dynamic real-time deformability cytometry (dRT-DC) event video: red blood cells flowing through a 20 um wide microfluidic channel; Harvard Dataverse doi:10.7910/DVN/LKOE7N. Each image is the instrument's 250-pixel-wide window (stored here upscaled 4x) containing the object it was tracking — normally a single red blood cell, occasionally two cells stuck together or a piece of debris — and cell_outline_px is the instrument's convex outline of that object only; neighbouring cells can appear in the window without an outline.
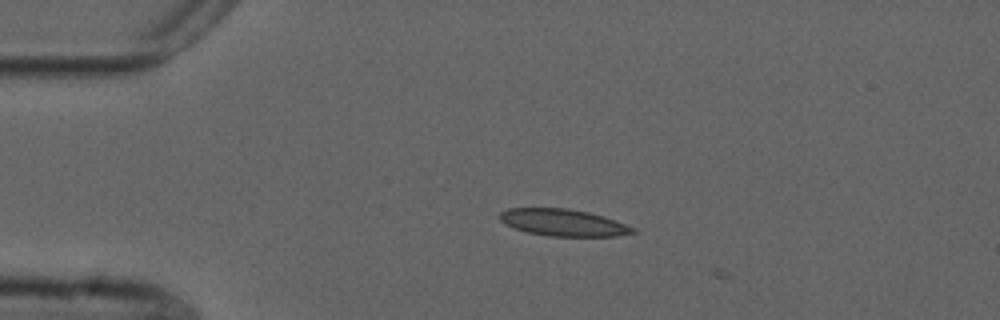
{"species": "common noctule bat (a hibernating species)", "species_latin": "Nyctalus noctula", "temperature_condition": "cold", "stored_images_in_passage": 2, "camera_frame_rate_fps": 3000, "um_per_image_px": 0.085, "animal": {"sex": "male", "forearm_length_mm": 52.5}, "frame": {"image": 1, "passage_image": 1, "time_ms": 0.0, "image_size_px": [1000, 320], "cell_outline_px": [[636, 232], [616, 236], [548, 236], [528, 232], [516, 228], [500, 220], [500, 212], [508, 208], [568, 208], [588, 212], [604, 216], [636, 228]], "centroid_in_image_um": [47.9, 18.91], "position_along_channel_um": 37.1, "area_um2": 20.69}}